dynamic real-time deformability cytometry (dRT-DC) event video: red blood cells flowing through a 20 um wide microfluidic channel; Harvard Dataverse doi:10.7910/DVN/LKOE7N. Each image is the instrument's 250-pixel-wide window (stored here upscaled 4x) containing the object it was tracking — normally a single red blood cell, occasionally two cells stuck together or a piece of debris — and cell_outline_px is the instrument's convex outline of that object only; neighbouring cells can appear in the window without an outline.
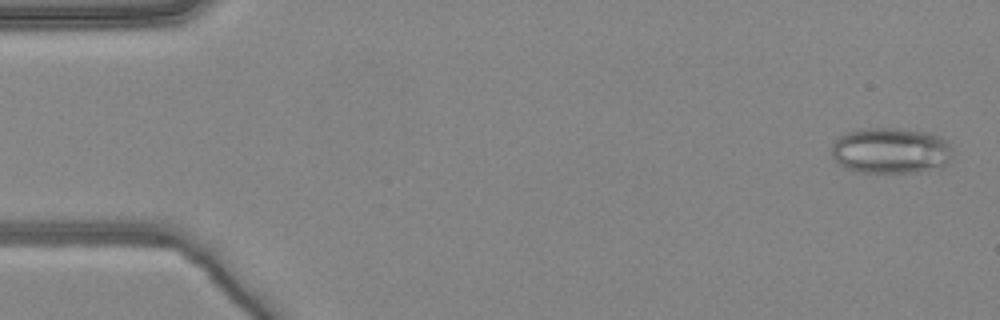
{"species": "common noctule bat (a hibernating species)", "species_latin": "Nyctalus noctula", "temperature_condition": "warm", "stored_images_in_passage": 5, "camera_frame_rate_fps": 3000, "um_per_image_px": 0.085, "animal": {"sex": "female", "body_mass_g": 24.6, "forearm_length_mm": 56.2}, "frame": {"image": 1, "passage_image": 1, "time_ms": 0.0, "image_size_px": [1000, 320], "cell_outline_px": [[952, 156], [948, 164], [944, 168], [920, 172], [856, 172], [844, 168], [832, 156], [832, 144], [836, 136], [856, 128], [900, 128], [928, 132], [940, 136], [952, 148]], "centroid_in_image_um": [75.72, 12.8], "position_along_channel_um": 9.3, "area_um2": 33.18}}